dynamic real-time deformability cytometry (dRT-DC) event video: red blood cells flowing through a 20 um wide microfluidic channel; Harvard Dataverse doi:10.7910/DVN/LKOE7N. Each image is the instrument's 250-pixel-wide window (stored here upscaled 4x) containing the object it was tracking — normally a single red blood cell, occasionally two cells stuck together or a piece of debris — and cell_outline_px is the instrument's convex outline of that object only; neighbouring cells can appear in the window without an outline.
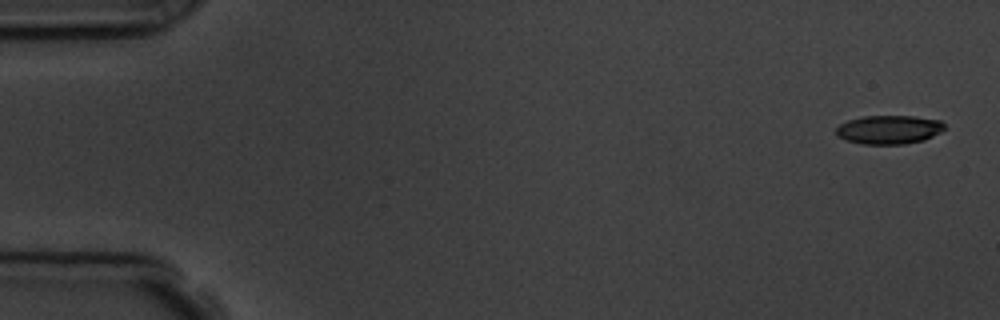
{"species": "common noctule bat (a hibernating species)", "species_latin": "Nyctalus noctula", "temperature_condition": "room temperature", "stored_images_in_passage": 5, "camera_frame_rate_fps": 3000, "um_per_image_px": 0.085, "animal": {"sex": "male", "body_mass_g": 19.5, "forearm_length_mm": 54.6}, "frame": {"image": 1, "passage_image": 1, "time_ms": 0.0, "image_size_px": [1000, 320], "cell_outline_px": [[944, 128], [940, 132], [924, 140], [904, 144], [860, 144], [844, 140], [836, 136], [836, 128], [840, 124], [848, 120], [864, 116], [916, 116], [940, 120], [944, 124]], "centroid_in_image_um": [75.53, 11.02], "position_along_channel_um": 9.5, "area_um2": 18.26}}
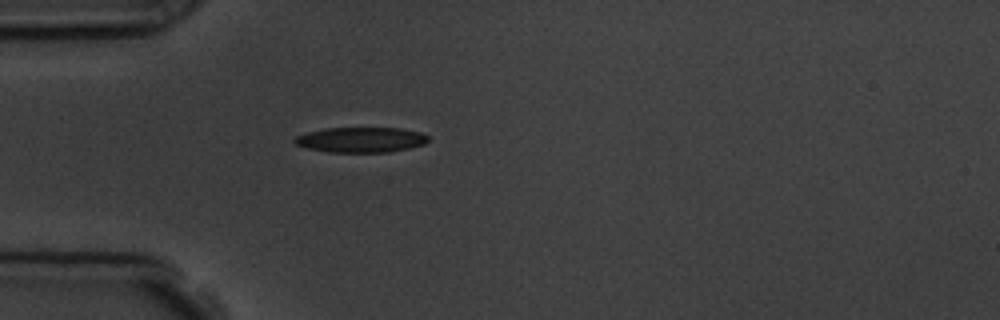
{"frame": {"image": 2, "passage_image": 5, "time_ms": 4.667, "image_size_px": [1000, 320], "cell_outline_px": [[428, 140], [424, 144], [408, 148], [388, 152], [328, 152], [308, 148], [296, 144], [292, 140], [296, 136], [308, 132], [324, 128], [400, 128], [420, 132], [428, 136]], "centroid_in_image_um": [30.66, 11.88], "position_along_channel_um": 54.3, "area_um2": 19.54}}